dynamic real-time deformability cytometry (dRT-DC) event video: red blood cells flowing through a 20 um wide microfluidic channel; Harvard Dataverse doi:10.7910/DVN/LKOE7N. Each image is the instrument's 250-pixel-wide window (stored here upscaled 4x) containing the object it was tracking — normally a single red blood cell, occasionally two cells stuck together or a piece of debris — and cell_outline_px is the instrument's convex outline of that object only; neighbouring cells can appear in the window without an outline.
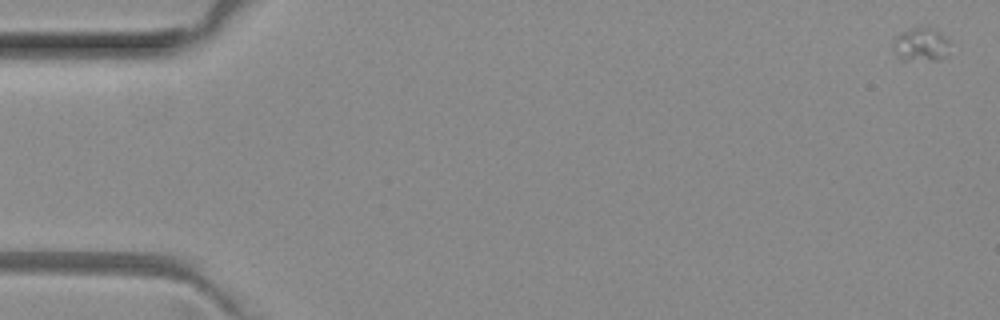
{"species": "common noctule bat (a hibernating species)", "species_latin": "Nyctalus noctula", "temperature_condition": "room temperature", "stored_images_in_passage": 9, "camera_frame_rate_fps": 3000, "um_per_image_px": 0.085, "animal": {"sex": "female", "body_mass_g": 29.2, "forearm_length_mm": 56.3}, "frame": {"image": 1, "passage_image": 1, "time_ms": 0.0, "image_size_px": [1000, 320], "cell_outline_px": [[948, 56], [940, 60], [900, 60], [892, 48], [892, 40], [900, 32], [912, 28], [936, 28], [948, 40]], "centroid_in_image_um": [78.26, 3.8], "position_along_channel_um": 6.7, "area_um2": 11.33}}